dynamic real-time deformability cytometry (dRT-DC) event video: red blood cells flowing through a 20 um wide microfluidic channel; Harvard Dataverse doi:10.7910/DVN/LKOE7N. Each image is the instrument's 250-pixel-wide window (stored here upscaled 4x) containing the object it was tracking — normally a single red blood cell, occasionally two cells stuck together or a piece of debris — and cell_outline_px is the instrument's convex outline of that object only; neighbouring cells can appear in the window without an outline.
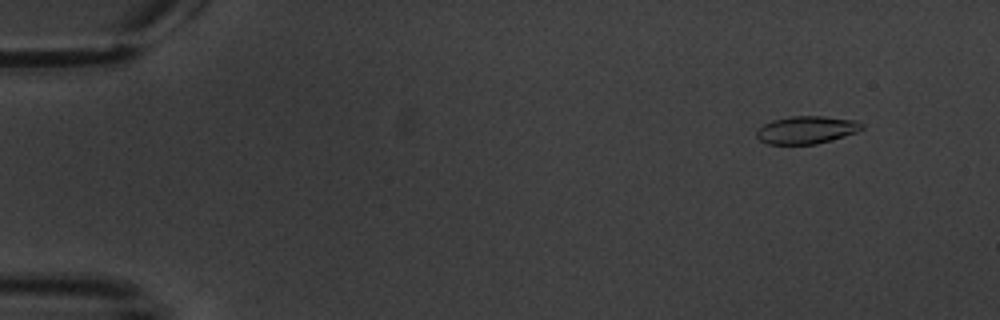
{"species": "common noctule bat (a hibernating species)", "species_latin": "Nyctalus noctula", "temperature_condition": "warm", "stored_images_in_passage": 6, "camera_frame_rate_fps": 3000, "um_per_image_px": 0.085, "animal": {"sex": "male", "body_mass_g": 20.1, "forearm_length_mm": 53.5}, "frame": {"image": 1, "passage_image": 2, "time_ms": 1.333, "image_size_px": [1000, 320], "cell_outline_px": [[864, 128], [856, 132], [832, 140], [816, 144], [768, 144], [760, 140], [756, 136], [756, 132], [764, 124], [772, 120], [792, 116], [824, 116], [856, 120], [864, 124]], "centroid_in_image_um": [68.58, 11.04], "position_along_channel_um": 16.4, "area_um2": 16.99}}
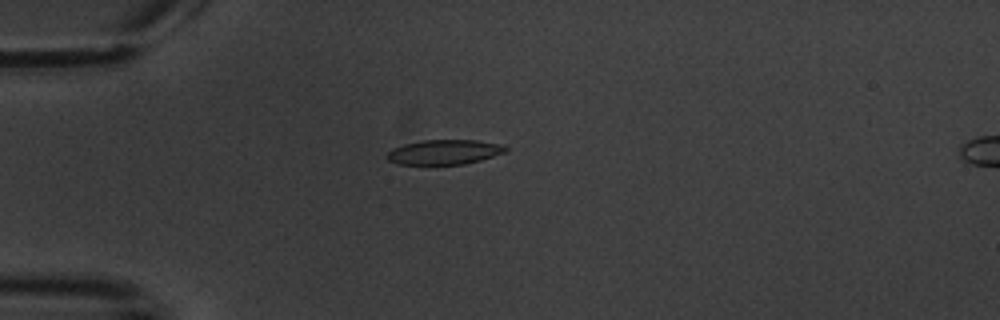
{"frame": {"image": 2, "passage_image": 5, "time_ms": 5.0, "image_size_px": [1000, 320], "cell_outline_px": [[508, 148], [504, 152], [480, 160], [464, 164], [400, 164], [388, 160], [384, 156], [392, 148], [404, 144], [424, 140], [476, 140], [504, 144]], "centroid_in_image_um": [37.75, 12.92], "position_along_channel_um": 47.2, "area_um2": 17.05}}